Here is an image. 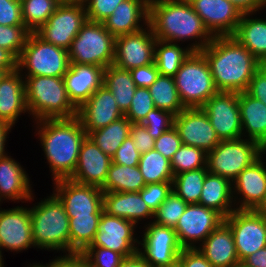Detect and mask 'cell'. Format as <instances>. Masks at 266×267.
Wrapping results in <instances>:
<instances>
[{
  "label": "cell",
  "instance_id": "cell-23",
  "mask_svg": "<svg viewBox=\"0 0 266 267\" xmlns=\"http://www.w3.org/2000/svg\"><path fill=\"white\" fill-rule=\"evenodd\" d=\"M123 116L125 115L119 109L113 94L104 85L98 88L77 112L87 135Z\"/></svg>",
  "mask_w": 266,
  "mask_h": 267
},
{
  "label": "cell",
  "instance_id": "cell-59",
  "mask_svg": "<svg viewBox=\"0 0 266 267\" xmlns=\"http://www.w3.org/2000/svg\"><path fill=\"white\" fill-rule=\"evenodd\" d=\"M0 70L10 73L17 70V58L8 50L0 47Z\"/></svg>",
  "mask_w": 266,
  "mask_h": 267
},
{
  "label": "cell",
  "instance_id": "cell-37",
  "mask_svg": "<svg viewBox=\"0 0 266 267\" xmlns=\"http://www.w3.org/2000/svg\"><path fill=\"white\" fill-rule=\"evenodd\" d=\"M148 90L155 108L169 111L174 115H178L185 109L180 100L174 77L159 74Z\"/></svg>",
  "mask_w": 266,
  "mask_h": 267
},
{
  "label": "cell",
  "instance_id": "cell-27",
  "mask_svg": "<svg viewBox=\"0 0 266 267\" xmlns=\"http://www.w3.org/2000/svg\"><path fill=\"white\" fill-rule=\"evenodd\" d=\"M28 112L24 76L17 69L0 78V120L12 127L21 113Z\"/></svg>",
  "mask_w": 266,
  "mask_h": 267
},
{
  "label": "cell",
  "instance_id": "cell-11",
  "mask_svg": "<svg viewBox=\"0 0 266 267\" xmlns=\"http://www.w3.org/2000/svg\"><path fill=\"white\" fill-rule=\"evenodd\" d=\"M224 221L232 230L240 263L266 247V224L257 210H234Z\"/></svg>",
  "mask_w": 266,
  "mask_h": 267
},
{
  "label": "cell",
  "instance_id": "cell-43",
  "mask_svg": "<svg viewBox=\"0 0 266 267\" xmlns=\"http://www.w3.org/2000/svg\"><path fill=\"white\" fill-rule=\"evenodd\" d=\"M188 204L173 191L154 213L153 222L160 226L175 228Z\"/></svg>",
  "mask_w": 266,
  "mask_h": 267
},
{
  "label": "cell",
  "instance_id": "cell-66",
  "mask_svg": "<svg viewBox=\"0 0 266 267\" xmlns=\"http://www.w3.org/2000/svg\"><path fill=\"white\" fill-rule=\"evenodd\" d=\"M232 267H246V266H244L242 263H239V264L234 265V266H232Z\"/></svg>",
  "mask_w": 266,
  "mask_h": 267
},
{
  "label": "cell",
  "instance_id": "cell-63",
  "mask_svg": "<svg viewBox=\"0 0 266 267\" xmlns=\"http://www.w3.org/2000/svg\"><path fill=\"white\" fill-rule=\"evenodd\" d=\"M257 211L262 215L266 224V206H261Z\"/></svg>",
  "mask_w": 266,
  "mask_h": 267
},
{
  "label": "cell",
  "instance_id": "cell-47",
  "mask_svg": "<svg viewBox=\"0 0 266 267\" xmlns=\"http://www.w3.org/2000/svg\"><path fill=\"white\" fill-rule=\"evenodd\" d=\"M82 253L90 267H119L125 259L120 253L103 247H87Z\"/></svg>",
  "mask_w": 266,
  "mask_h": 267
},
{
  "label": "cell",
  "instance_id": "cell-67",
  "mask_svg": "<svg viewBox=\"0 0 266 267\" xmlns=\"http://www.w3.org/2000/svg\"><path fill=\"white\" fill-rule=\"evenodd\" d=\"M263 4V8L266 7V0H261Z\"/></svg>",
  "mask_w": 266,
  "mask_h": 267
},
{
  "label": "cell",
  "instance_id": "cell-64",
  "mask_svg": "<svg viewBox=\"0 0 266 267\" xmlns=\"http://www.w3.org/2000/svg\"><path fill=\"white\" fill-rule=\"evenodd\" d=\"M30 267H49V264H46V265H41V264H33V265H31L30 264Z\"/></svg>",
  "mask_w": 266,
  "mask_h": 267
},
{
  "label": "cell",
  "instance_id": "cell-2",
  "mask_svg": "<svg viewBox=\"0 0 266 267\" xmlns=\"http://www.w3.org/2000/svg\"><path fill=\"white\" fill-rule=\"evenodd\" d=\"M148 25L156 39L161 41L198 40L189 47L193 52H201L213 39L189 1L151 2Z\"/></svg>",
  "mask_w": 266,
  "mask_h": 267
},
{
  "label": "cell",
  "instance_id": "cell-15",
  "mask_svg": "<svg viewBox=\"0 0 266 267\" xmlns=\"http://www.w3.org/2000/svg\"><path fill=\"white\" fill-rule=\"evenodd\" d=\"M201 108L220 140L243 138L238 93L218 92Z\"/></svg>",
  "mask_w": 266,
  "mask_h": 267
},
{
  "label": "cell",
  "instance_id": "cell-54",
  "mask_svg": "<svg viewBox=\"0 0 266 267\" xmlns=\"http://www.w3.org/2000/svg\"><path fill=\"white\" fill-rule=\"evenodd\" d=\"M136 87L149 88L159 76L155 63L130 70Z\"/></svg>",
  "mask_w": 266,
  "mask_h": 267
},
{
  "label": "cell",
  "instance_id": "cell-35",
  "mask_svg": "<svg viewBox=\"0 0 266 267\" xmlns=\"http://www.w3.org/2000/svg\"><path fill=\"white\" fill-rule=\"evenodd\" d=\"M131 121L123 116L108 126L91 131L88 136L111 158L123 141L130 135Z\"/></svg>",
  "mask_w": 266,
  "mask_h": 267
},
{
  "label": "cell",
  "instance_id": "cell-8",
  "mask_svg": "<svg viewBox=\"0 0 266 267\" xmlns=\"http://www.w3.org/2000/svg\"><path fill=\"white\" fill-rule=\"evenodd\" d=\"M68 50L30 33L17 59V69L25 76L63 77L69 68Z\"/></svg>",
  "mask_w": 266,
  "mask_h": 267
},
{
  "label": "cell",
  "instance_id": "cell-19",
  "mask_svg": "<svg viewBox=\"0 0 266 267\" xmlns=\"http://www.w3.org/2000/svg\"><path fill=\"white\" fill-rule=\"evenodd\" d=\"M213 37L233 36L241 19V12L228 0H189Z\"/></svg>",
  "mask_w": 266,
  "mask_h": 267
},
{
  "label": "cell",
  "instance_id": "cell-46",
  "mask_svg": "<svg viewBox=\"0 0 266 267\" xmlns=\"http://www.w3.org/2000/svg\"><path fill=\"white\" fill-rule=\"evenodd\" d=\"M174 116L169 111L154 108L146 115L141 124L147 128L148 133L154 139H157L161 134L174 126Z\"/></svg>",
  "mask_w": 266,
  "mask_h": 267
},
{
  "label": "cell",
  "instance_id": "cell-34",
  "mask_svg": "<svg viewBox=\"0 0 266 267\" xmlns=\"http://www.w3.org/2000/svg\"><path fill=\"white\" fill-rule=\"evenodd\" d=\"M146 183L138 166L111 163L106 181L100 188L104 192H140Z\"/></svg>",
  "mask_w": 266,
  "mask_h": 267
},
{
  "label": "cell",
  "instance_id": "cell-5",
  "mask_svg": "<svg viewBox=\"0 0 266 267\" xmlns=\"http://www.w3.org/2000/svg\"><path fill=\"white\" fill-rule=\"evenodd\" d=\"M30 209L32 238L35 247L70 253L69 218L54 195Z\"/></svg>",
  "mask_w": 266,
  "mask_h": 267
},
{
  "label": "cell",
  "instance_id": "cell-44",
  "mask_svg": "<svg viewBox=\"0 0 266 267\" xmlns=\"http://www.w3.org/2000/svg\"><path fill=\"white\" fill-rule=\"evenodd\" d=\"M30 32L25 26L0 25V47L19 58Z\"/></svg>",
  "mask_w": 266,
  "mask_h": 267
},
{
  "label": "cell",
  "instance_id": "cell-53",
  "mask_svg": "<svg viewBox=\"0 0 266 267\" xmlns=\"http://www.w3.org/2000/svg\"><path fill=\"white\" fill-rule=\"evenodd\" d=\"M130 136L141 155L153 150L155 139L148 133L147 128L143 124L131 123Z\"/></svg>",
  "mask_w": 266,
  "mask_h": 267
},
{
  "label": "cell",
  "instance_id": "cell-42",
  "mask_svg": "<svg viewBox=\"0 0 266 267\" xmlns=\"http://www.w3.org/2000/svg\"><path fill=\"white\" fill-rule=\"evenodd\" d=\"M171 161L173 175L207 167V153L198 147L182 144Z\"/></svg>",
  "mask_w": 266,
  "mask_h": 267
},
{
  "label": "cell",
  "instance_id": "cell-38",
  "mask_svg": "<svg viewBox=\"0 0 266 267\" xmlns=\"http://www.w3.org/2000/svg\"><path fill=\"white\" fill-rule=\"evenodd\" d=\"M101 214L69 218L70 253L83 252L91 245L98 231Z\"/></svg>",
  "mask_w": 266,
  "mask_h": 267
},
{
  "label": "cell",
  "instance_id": "cell-30",
  "mask_svg": "<svg viewBox=\"0 0 266 267\" xmlns=\"http://www.w3.org/2000/svg\"><path fill=\"white\" fill-rule=\"evenodd\" d=\"M236 199V195L233 196V186L230 180L207 172L198 204L213 209L227 218L236 210ZM233 202H235L234 206Z\"/></svg>",
  "mask_w": 266,
  "mask_h": 267
},
{
  "label": "cell",
  "instance_id": "cell-56",
  "mask_svg": "<svg viewBox=\"0 0 266 267\" xmlns=\"http://www.w3.org/2000/svg\"><path fill=\"white\" fill-rule=\"evenodd\" d=\"M177 264L179 267H213L198 248H183Z\"/></svg>",
  "mask_w": 266,
  "mask_h": 267
},
{
  "label": "cell",
  "instance_id": "cell-20",
  "mask_svg": "<svg viewBox=\"0 0 266 267\" xmlns=\"http://www.w3.org/2000/svg\"><path fill=\"white\" fill-rule=\"evenodd\" d=\"M33 246L30 208L0 210V250L20 252Z\"/></svg>",
  "mask_w": 266,
  "mask_h": 267
},
{
  "label": "cell",
  "instance_id": "cell-41",
  "mask_svg": "<svg viewBox=\"0 0 266 267\" xmlns=\"http://www.w3.org/2000/svg\"><path fill=\"white\" fill-rule=\"evenodd\" d=\"M62 2V0H25L22 2V19L26 29L30 33L37 32Z\"/></svg>",
  "mask_w": 266,
  "mask_h": 267
},
{
  "label": "cell",
  "instance_id": "cell-72",
  "mask_svg": "<svg viewBox=\"0 0 266 267\" xmlns=\"http://www.w3.org/2000/svg\"><path fill=\"white\" fill-rule=\"evenodd\" d=\"M16 1H18V2L22 3V2H24L25 0H16Z\"/></svg>",
  "mask_w": 266,
  "mask_h": 267
},
{
  "label": "cell",
  "instance_id": "cell-22",
  "mask_svg": "<svg viewBox=\"0 0 266 267\" xmlns=\"http://www.w3.org/2000/svg\"><path fill=\"white\" fill-rule=\"evenodd\" d=\"M263 155L246 167L232 182L233 196L240 194L236 210H257L266 200V166ZM241 200V201H240Z\"/></svg>",
  "mask_w": 266,
  "mask_h": 267
},
{
  "label": "cell",
  "instance_id": "cell-21",
  "mask_svg": "<svg viewBox=\"0 0 266 267\" xmlns=\"http://www.w3.org/2000/svg\"><path fill=\"white\" fill-rule=\"evenodd\" d=\"M111 163L112 158L87 135L80 146L75 171L69 179L79 184L101 188L106 181Z\"/></svg>",
  "mask_w": 266,
  "mask_h": 267
},
{
  "label": "cell",
  "instance_id": "cell-13",
  "mask_svg": "<svg viewBox=\"0 0 266 267\" xmlns=\"http://www.w3.org/2000/svg\"><path fill=\"white\" fill-rule=\"evenodd\" d=\"M53 194L60 200L68 218L102 214L103 191L93 185H84L70 179H59L54 182Z\"/></svg>",
  "mask_w": 266,
  "mask_h": 267
},
{
  "label": "cell",
  "instance_id": "cell-1",
  "mask_svg": "<svg viewBox=\"0 0 266 267\" xmlns=\"http://www.w3.org/2000/svg\"><path fill=\"white\" fill-rule=\"evenodd\" d=\"M219 92H245L262 65L234 36H217L201 51Z\"/></svg>",
  "mask_w": 266,
  "mask_h": 267
},
{
  "label": "cell",
  "instance_id": "cell-32",
  "mask_svg": "<svg viewBox=\"0 0 266 267\" xmlns=\"http://www.w3.org/2000/svg\"><path fill=\"white\" fill-rule=\"evenodd\" d=\"M233 36L262 65H266V19H254L250 18V14H242Z\"/></svg>",
  "mask_w": 266,
  "mask_h": 267
},
{
  "label": "cell",
  "instance_id": "cell-71",
  "mask_svg": "<svg viewBox=\"0 0 266 267\" xmlns=\"http://www.w3.org/2000/svg\"><path fill=\"white\" fill-rule=\"evenodd\" d=\"M171 1H189V0H171Z\"/></svg>",
  "mask_w": 266,
  "mask_h": 267
},
{
  "label": "cell",
  "instance_id": "cell-50",
  "mask_svg": "<svg viewBox=\"0 0 266 267\" xmlns=\"http://www.w3.org/2000/svg\"><path fill=\"white\" fill-rule=\"evenodd\" d=\"M181 145L182 140L179 137L178 131L173 126L155 139L153 149L158 151L167 159L171 160Z\"/></svg>",
  "mask_w": 266,
  "mask_h": 267
},
{
  "label": "cell",
  "instance_id": "cell-52",
  "mask_svg": "<svg viewBox=\"0 0 266 267\" xmlns=\"http://www.w3.org/2000/svg\"><path fill=\"white\" fill-rule=\"evenodd\" d=\"M141 154L136 149L132 137L129 135L116 150L112 162L125 166H138Z\"/></svg>",
  "mask_w": 266,
  "mask_h": 267
},
{
  "label": "cell",
  "instance_id": "cell-36",
  "mask_svg": "<svg viewBox=\"0 0 266 267\" xmlns=\"http://www.w3.org/2000/svg\"><path fill=\"white\" fill-rule=\"evenodd\" d=\"M193 51L186 47L182 48L177 43L156 40L154 63L159 74L174 77L181 64Z\"/></svg>",
  "mask_w": 266,
  "mask_h": 267
},
{
  "label": "cell",
  "instance_id": "cell-58",
  "mask_svg": "<svg viewBox=\"0 0 266 267\" xmlns=\"http://www.w3.org/2000/svg\"><path fill=\"white\" fill-rule=\"evenodd\" d=\"M241 14H254L263 8L261 0H228Z\"/></svg>",
  "mask_w": 266,
  "mask_h": 267
},
{
  "label": "cell",
  "instance_id": "cell-65",
  "mask_svg": "<svg viewBox=\"0 0 266 267\" xmlns=\"http://www.w3.org/2000/svg\"><path fill=\"white\" fill-rule=\"evenodd\" d=\"M2 251L0 250V267H4V261L2 259Z\"/></svg>",
  "mask_w": 266,
  "mask_h": 267
},
{
  "label": "cell",
  "instance_id": "cell-17",
  "mask_svg": "<svg viewBox=\"0 0 266 267\" xmlns=\"http://www.w3.org/2000/svg\"><path fill=\"white\" fill-rule=\"evenodd\" d=\"M156 40L149 25L138 32L117 36L113 64L127 70L152 64Z\"/></svg>",
  "mask_w": 266,
  "mask_h": 267
},
{
  "label": "cell",
  "instance_id": "cell-6",
  "mask_svg": "<svg viewBox=\"0 0 266 267\" xmlns=\"http://www.w3.org/2000/svg\"><path fill=\"white\" fill-rule=\"evenodd\" d=\"M180 100L185 108L202 107L218 93L209 64L201 52H192L174 76Z\"/></svg>",
  "mask_w": 266,
  "mask_h": 267
},
{
  "label": "cell",
  "instance_id": "cell-61",
  "mask_svg": "<svg viewBox=\"0 0 266 267\" xmlns=\"http://www.w3.org/2000/svg\"><path fill=\"white\" fill-rule=\"evenodd\" d=\"M12 126L5 121L0 120V159L8 155L5 152V142ZM9 131V132H8Z\"/></svg>",
  "mask_w": 266,
  "mask_h": 267
},
{
  "label": "cell",
  "instance_id": "cell-7",
  "mask_svg": "<svg viewBox=\"0 0 266 267\" xmlns=\"http://www.w3.org/2000/svg\"><path fill=\"white\" fill-rule=\"evenodd\" d=\"M115 40L103 23L87 20L68 49L70 64L108 67L114 61Z\"/></svg>",
  "mask_w": 266,
  "mask_h": 267
},
{
  "label": "cell",
  "instance_id": "cell-12",
  "mask_svg": "<svg viewBox=\"0 0 266 267\" xmlns=\"http://www.w3.org/2000/svg\"><path fill=\"white\" fill-rule=\"evenodd\" d=\"M146 226H144L142 241H139L143 249L139 248L138 254L151 267L175 266L183 249L178 242L175 230L154 222H149Z\"/></svg>",
  "mask_w": 266,
  "mask_h": 267
},
{
  "label": "cell",
  "instance_id": "cell-16",
  "mask_svg": "<svg viewBox=\"0 0 266 267\" xmlns=\"http://www.w3.org/2000/svg\"><path fill=\"white\" fill-rule=\"evenodd\" d=\"M135 227L131 221L102 212L98 231L88 247H103L120 253L124 258L132 257L139 250V240L134 237Z\"/></svg>",
  "mask_w": 266,
  "mask_h": 267
},
{
  "label": "cell",
  "instance_id": "cell-60",
  "mask_svg": "<svg viewBox=\"0 0 266 267\" xmlns=\"http://www.w3.org/2000/svg\"><path fill=\"white\" fill-rule=\"evenodd\" d=\"M241 263L246 267H266V247L247 256Z\"/></svg>",
  "mask_w": 266,
  "mask_h": 267
},
{
  "label": "cell",
  "instance_id": "cell-4",
  "mask_svg": "<svg viewBox=\"0 0 266 267\" xmlns=\"http://www.w3.org/2000/svg\"><path fill=\"white\" fill-rule=\"evenodd\" d=\"M24 83L28 114L35 121L77 116L78 109L68 97L63 77L25 76Z\"/></svg>",
  "mask_w": 266,
  "mask_h": 267
},
{
  "label": "cell",
  "instance_id": "cell-68",
  "mask_svg": "<svg viewBox=\"0 0 266 267\" xmlns=\"http://www.w3.org/2000/svg\"><path fill=\"white\" fill-rule=\"evenodd\" d=\"M148 4H150L151 2H154L156 0H145Z\"/></svg>",
  "mask_w": 266,
  "mask_h": 267
},
{
  "label": "cell",
  "instance_id": "cell-70",
  "mask_svg": "<svg viewBox=\"0 0 266 267\" xmlns=\"http://www.w3.org/2000/svg\"><path fill=\"white\" fill-rule=\"evenodd\" d=\"M4 75V73L0 70V78Z\"/></svg>",
  "mask_w": 266,
  "mask_h": 267
},
{
  "label": "cell",
  "instance_id": "cell-48",
  "mask_svg": "<svg viewBox=\"0 0 266 267\" xmlns=\"http://www.w3.org/2000/svg\"><path fill=\"white\" fill-rule=\"evenodd\" d=\"M171 192L172 182H158L146 184L139 193L149 209L155 213Z\"/></svg>",
  "mask_w": 266,
  "mask_h": 267
},
{
  "label": "cell",
  "instance_id": "cell-57",
  "mask_svg": "<svg viewBox=\"0 0 266 267\" xmlns=\"http://www.w3.org/2000/svg\"><path fill=\"white\" fill-rule=\"evenodd\" d=\"M49 267H90V265L82 252H72L53 259Z\"/></svg>",
  "mask_w": 266,
  "mask_h": 267
},
{
  "label": "cell",
  "instance_id": "cell-25",
  "mask_svg": "<svg viewBox=\"0 0 266 267\" xmlns=\"http://www.w3.org/2000/svg\"><path fill=\"white\" fill-rule=\"evenodd\" d=\"M198 249L213 267H232L240 263L232 230L225 221L199 244Z\"/></svg>",
  "mask_w": 266,
  "mask_h": 267
},
{
  "label": "cell",
  "instance_id": "cell-9",
  "mask_svg": "<svg viewBox=\"0 0 266 267\" xmlns=\"http://www.w3.org/2000/svg\"><path fill=\"white\" fill-rule=\"evenodd\" d=\"M263 154V148L250 139L221 140L207 153V170L233 182Z\"/></svg>",
  "mask_w": 266,
  "mask_h": 267
},
{
  "label": "cell",
  "instance_id": "cell-45",
  "mask_svg": "<svg viewBox=\"0 0 266 267\" xmlns=\"http://www.w3.org/2000/svg\"><path fill=\"white\" fill-rule=\"evenodd\" d=\"M154 108L148 88L137 87L130 108L124 115L131 123H141Z\"/></svg>",
  "mask_w": 266,
  "mask_h": 267
},
{
  "label": "cell",
  "instance_id": "cell-3",
  "mask_svg": "<svg viewBox=\"0 0 266 267\" xmlns=\"http://www.w3.org/2000/svg\"><path fill=\"white\" fill-rule=\"evenodd\" d=\"M36 122L53 181L69 179L75 171L80 146L87 136L80 119L76 116Z\"/></svg>",
  "mask_w": 266,
  "mask_h": 267
},
{
  "label": "cell",
  "instance_id": "cell-39",
  "mask_svg": "<svg viewBox=\"0 0 266 267\" xmlns=\"http://www.w3.org/2000/svg\"><path fill=\"white\" fill-rule=\"evenodd\" d=\"M207 167L176 174L172 181V191L187 204H198Z\"/></svg>",
  "mask_w": 266,
  "mask_h": 267
},
{
  "label": "cell",
  "instance_id": "cell-55",
  "mask_svg": "<svg viewBox=\"0 0 266 267\" xmlns=\"http://www.w3.org/2000/svg\"><path fill=\"white\" fill-rule=\"evenodd\" d=\"M245 92L266 105V65L257 69Z\"/></svg>",
  "mask_w": 266,
  "mask_h": 267
},
{
  "label": "cell",
  "instance_id": "cell-62",
  "mask_svg": "<svg viewBox=\"0 0 266 267\" xmlns=\"http://www.w3.org/2000/svg\"><path fill=\"white\" fill-rule=\"evenodd\" d=\"M119 267H151L138 253L132 257L125 258Z\"/></svg>",
  "mask_w": 266,
  "mask_h": 267
},
{
  "label": "cell",
  "instance_id": "cell-51",
  "mask_svg": "<svg viewBox=\"0 0 266 267\" xmlns=\"http://www.w3.org/2000/svg\"><path fill=\"white\" fill-rule=\"evenodd\" d=\"M0 25L25 26L20 2L16 0H0Z\"/></svg>",
  "mask_w": 266,
  "mask_h": 267
},
{
  "label": "cell",
  "instance_id": "cell-69",
  "mask_svg": "<svg viewBox=\"0 0 266 267\" xmlns=\"http://www.w3.org/2000/svg\"><path fill=\"white\" fill-rule=\"evenodd\" d=\"M266 153V145H265V147L263 148V154H265Z\"/></svg>",
  "mask_w": 266,
  "mask_h": 267
},
{
  "label": "cell",
  "instance_id": "cell-31",
  "mask_svg": "<svg viewBox=\"0 0 266 267\" xmlns=\"http://www.w3.org/2000/svg\"><path fill=\"white\" fill-rule=\"evenodd\" d=\"M242 135L257 142L262 148L266 145V105L246 92L238 93ZM248 134L246 136L245 134Z\"/></svg>",
  "mask_w": 266,
  "mask_h": 267
},
{
  "label": "cell",
  "instance_id": "cell-10",
  "mask_svg": "<svg viewBox=\"0 0 266 267\" xmlns=\"http://www.w3.org/2000/svg\"><path fill=\"white\" fill-rule=\"evenodd\" d=\"M86 21L84 2L63 1L35 33L44 41L68 50Z\"/></svg>",
  "mask_w": 266,
  "mask_h": 267
},
{
  "label": "cell",
  "instance_id": "cell-26",
  "mask_svg": "<svg viewBox=\"0 0 266 267\" xmlns=\"http://www.w3.org/2000/svg\"><path fill=\"white\" fill-rule=\"evenodd\" d=\"M148 19L149 4L145 0H124L103 24L111 35L117 37L144 29L140 22L143 20L147 26Z\"/></svg>",
  "mask_w": 266,
  "mask_h": 267
},
{
  "label": "cell",
  "instance_id": "cell-49",
  "mask_svg": "<svg viewBox=\"0 0 266 267\" xmlns=\"http://www.w3.org/2000/svg\"><path fill=\"white\" fill-rule=\"evenodd\" d=\"M124 0H84L87 20L103 23Z\"/></svg>",
  "mask_w": 266,
  "mask_h": 267
},
{
  "label": "cell",
  "instance_id": "cell-40",
  "mask_svg": "<svg viewBox=\"0 0 266 267\" xmlns=\"http://www.w3.org/2000/svg\"><path fill=\"white\" fill-rule=\"evenodd\" d=\"M138 168L146 184L173 181L171 161L154 149L140 156Z\"/></svg>",
  "mask_w": 266,
  "mask_h": 267
},
{
  "label": "cell",
  "instance_id": "cell-14",
  "mask_svg": "<svg viewBox=\"0 0 266 267\" xmlns=\"http://www.w3.org/2000/svg\"><path fill=\"white\" fill-rule=\"evenodd\" d=\"M224 219L213 209L200 204H188L174 228L180 246L197 248L195 244L203 242Z\"/></svg>",
  "mask_w": 266,
  "mask_h": 267
},
{
  "label": "cell",
  "instance_id": "cell-28",
  "mask_svg": "<svg viewBox=\"0 0 266 267\" xmlns=\"http://www.w3.org/2000/svg\"><path fill=\"white\" fill-rule=\"evenodd\" d=\"M103 212L124 218L135 225L141 219L154 217V213L143 201L139 192H104Z\"/></svg>",
  "mask_w": 266,
  "mask_h": 267
},
{
  "label": "cell",
  "instance_id": "cell-29",
  "mask_svg": "<svg viewBox=\"0 0 266 267\" xmlns=\"http://www.w3.org/2000/svg\"><path fill=\"white\" fill-rule=\"evenodd\" d=\"M30 186L26 171L17 161L7 155L0 159V202L3 198L31 201L34 197Z\"/></svg>",
  "mask_w": 266,
  "mask_h": 267
},
{
  "label": "cell",
  "instance_id": "cell-24",
  "mask_svg": "<svg viewBox=\"0 0 266 267\" xmlns=\"http://www.w3.org/2000/svg\"><path fill=\"white\" fill-rule=\"evenodd\" d=\"M104 69L88 64H70L63 76L72 104L79 109L103 85Z\"/></svg>",
  "mask_w": 266,
  "mask_h": 267
},
{
  "label": "cell",
  "instance_id": "cell-33",
  "mask_svg": "<svg viewBox=\"0 0 266 267\" xmlns=\"http://www.w3.org/2000/svg\"><path fill=\"white\" fill-rule=\"evenodd\" d=\"M103 85L113 94L119 109L125 114L137 88L130 70L109 65L104 69Z\"/></svg>",
  "mask_w": 266,
  "mask_h": 267
},
{
  "label": "cell",
  "instance_id": "cell-18",
  "mask_svg": "<svg viewBox=\"0 0 266 267\" xmlns=\"http://www.w3.org/2000/svg\"><path fill=\"white\" fill-rule=\"evenodd\" d=\"M174 127L182 144L198 147L206 153L212 151L221 140L201 107L185 108L174 116Z\"/></svg>",
  "mask_w": 266,
  "mask_h": 267
}]
</instances>
